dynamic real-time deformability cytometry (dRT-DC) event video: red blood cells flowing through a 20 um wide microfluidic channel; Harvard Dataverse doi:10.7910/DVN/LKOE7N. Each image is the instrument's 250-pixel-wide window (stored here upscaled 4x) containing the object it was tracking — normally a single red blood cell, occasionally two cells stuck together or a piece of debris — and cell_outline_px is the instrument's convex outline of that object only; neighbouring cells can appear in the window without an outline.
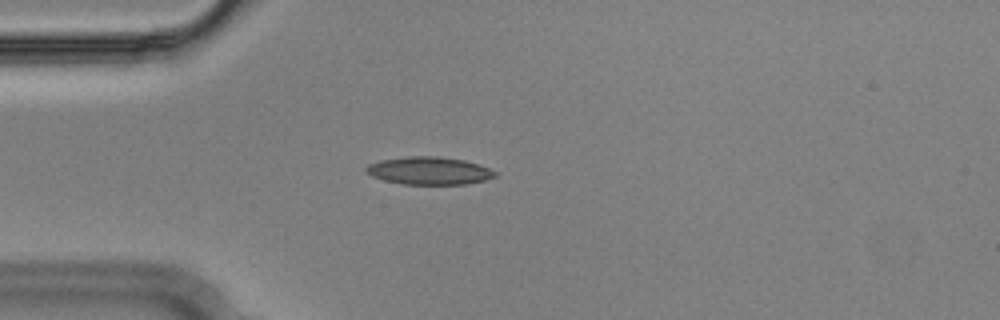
{"species": "Egyptian fruit bat (a non-hibernating species)", "species_latin": "Rousettus aegyptiacus", "temperature_condition": "cold", "stored_images_in_passage": 50, "camera_frame_rate_fps": 3000, "um_per_image_px": 0.085, "animal": {"sex": "male"}, "frame": {"image": 1, "passage_image": 10, "time_ms": 3.0, "image_size_px": [1000, 320], "cell_outline_px": [[496, 176], [484, 180], [468, 184], [404, 184], [384, 180], [372, 176], [364, 172], [364, 168], [368, 164], [380, 160], [408, 156], [436, 156], [464, 160], [480, 164], [496, 172]], "centroid_in_image_um": [36.45, 14.51], "position_along_channel_um": 48.6, "area_um2": 20.87}}
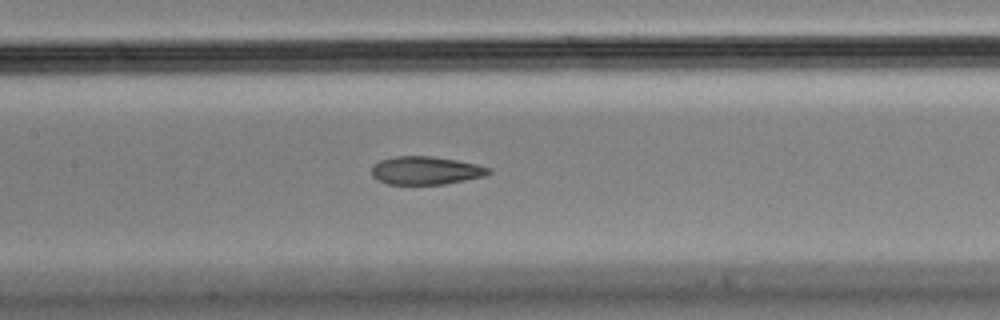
{"frame": {"image": 2, "passage_image": 21, "time_ms": 6.667, "image_size_px": [1000, 320], "cell_outline_px": [[492, 172], [484, 176], [444, 184], [388, 184], [376, 180], [372, 176], [372, 164], [380, 160], [396, 156], [432, 156], [456, 160], [476, 164], [488, 168]], "centroid_in_image_um": [36.14, 14.49], "position_along_channel_um": 171.3, "area_um2": 19.13}}
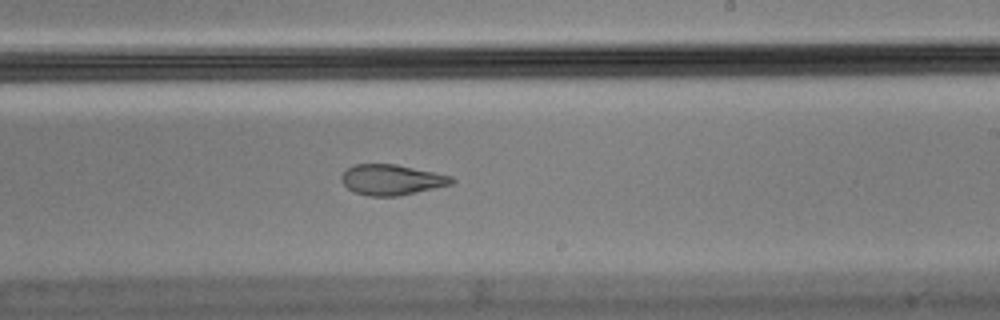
{"frame": {"image": 3, "passage_image": 28, "time_ms": 9.0, "image_size_px": [1000, 320], "cell_outline_px": [[456, 180], [452, 184], [416, 192], [396, 196], [368, 196], [356, 192], [348, 188], [340, 180], [340, 176], [352, 164], [396, 164], [452, 176]], "centroid_in_image_um": [33.28, 15.27], "position_along_channel_um": 255.7, "area_um2": 19.48}, "authors_computed_cell_mechanics": {"area_um2": 20.5768, "velocity_mm_per_s": 3.6375, "shape_relaxation_time_tau1_ms": null, "shape_relaxation_time_tau2_ms": 2.4324, "deformation_change_tau1": null, "deformation_change_tau2": 0.0979}}